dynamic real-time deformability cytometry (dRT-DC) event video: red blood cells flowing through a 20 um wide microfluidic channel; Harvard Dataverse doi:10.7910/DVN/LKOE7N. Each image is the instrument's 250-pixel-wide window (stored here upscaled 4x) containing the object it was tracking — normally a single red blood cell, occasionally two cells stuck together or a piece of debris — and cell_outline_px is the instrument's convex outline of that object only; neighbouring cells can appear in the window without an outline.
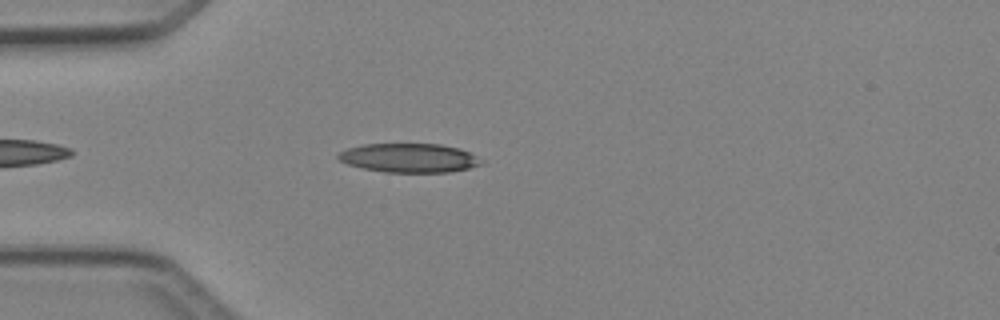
{"species": "Egyptian fruit bat (a non-hibernating species)", "species_latin": "Rousettus aegyptiacus", "temperature_condition": "cold", "stored_images_in_passage": 34, "camera_frame_rate_fps": 3000, "um_per_image_px": 0.085, "animal": {"sex": "female"}, "frame": {"image": 1, "passage_image": 2, "time_ms": 0.333, "image_size_px": [1000, 320], "cell_outline_px": [[484, 164], [468, 168], [448, 172], [384, 172], [364, 168], [348, 164], [340, 160], [336, 156], [340, 152], [348, 148], [364, 144], [440, 144], [460, 148], [468, 152], [480, 160]], "centroid_in_image_um": [34.77, 13.42], "position_along_channel_um": 50.2, "area_um2": 23.93}}
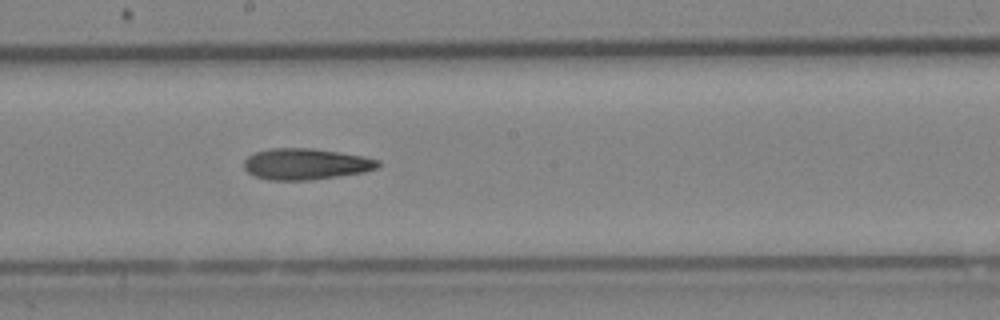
{"frame": {"image": 2, "passage_image": 15, "time_ms": 4.667, "image_size_px": [1000, 320], "cell_outline_px": [[380, 164], [376, 168], [364, 172], [312, 180], [268, 180], [256, 176], [248, 172], [244, 168], [244, 160], [248, 156], [256, 152], [268, 148], [312, 148], [340, 152], [364, 156], [380, 160]], "centroid_in_image_um": [25.99, 13.94], "position_along_channel_um": 222.2, "area_um2": 24.45}}
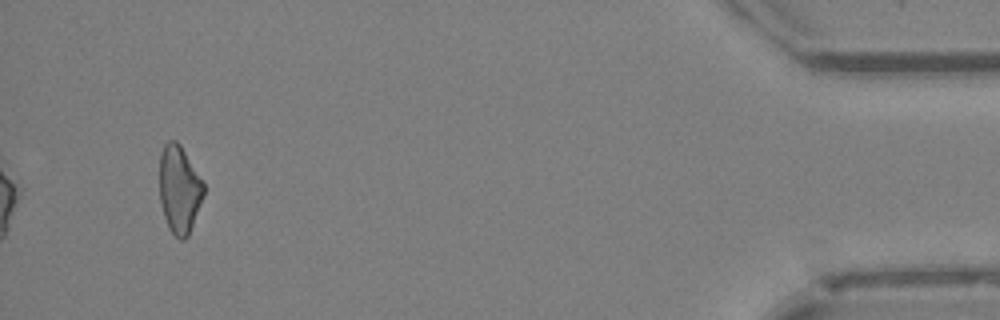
{"frame": {"image": 3, "passage_image": 34, "time_ms": 11.0, "image_size_px": [1000, 320], "cell_outline_px": [[204, 196], [188, 236], [184, 240], [180, 240], [168, 228], [160, 204], [160, 152], [164, 144], [168, 140], [176, 140], [180, 144], [204, 184]], "centroid_in_image_um": [15.23, 16.1], "position_along_channel_um": 420.0, "area_um2": 22.54}}